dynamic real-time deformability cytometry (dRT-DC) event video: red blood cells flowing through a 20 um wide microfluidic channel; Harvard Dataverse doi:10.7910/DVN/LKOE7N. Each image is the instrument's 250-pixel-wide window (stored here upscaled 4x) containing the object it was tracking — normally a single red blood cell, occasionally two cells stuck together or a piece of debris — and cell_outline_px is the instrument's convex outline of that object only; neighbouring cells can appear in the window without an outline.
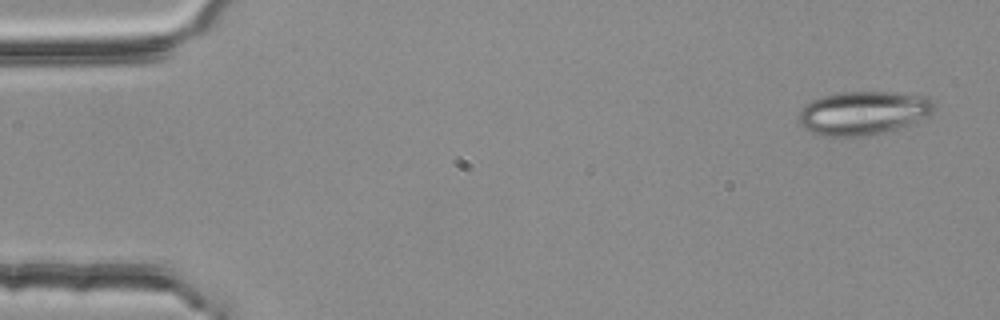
{"species": "common noctule bat (a hibernating species)", "species_latin": "Nyctalus noctula", "temperature_condition": "room temperature", "stored_images_in_passage": 4, "camera_frame_rate_fps": 3000, "um_per_image_px": 0.085, "animal": {"sex": "female", "body_mass_g": 25.1}, "frame": {"image": 1, "passage_image": 1, "time_ms": 0.0, "image_size_px": [1000, 320], "cell_outline_px": [[936, 108], [928, 116], [908, 124], [884, 132], [864, 136], [824, 136], [812, 132], [804, 128], [800, 124], [800, 108], [804, 104], [812, 100], [824, 96], [840, 92], [888, 92], [928, 96], [936, 104]], "centroid_in_image_um": [73.38, 9.59], "position_along_channel_um": 11.6, "area_um2": 34.28}}